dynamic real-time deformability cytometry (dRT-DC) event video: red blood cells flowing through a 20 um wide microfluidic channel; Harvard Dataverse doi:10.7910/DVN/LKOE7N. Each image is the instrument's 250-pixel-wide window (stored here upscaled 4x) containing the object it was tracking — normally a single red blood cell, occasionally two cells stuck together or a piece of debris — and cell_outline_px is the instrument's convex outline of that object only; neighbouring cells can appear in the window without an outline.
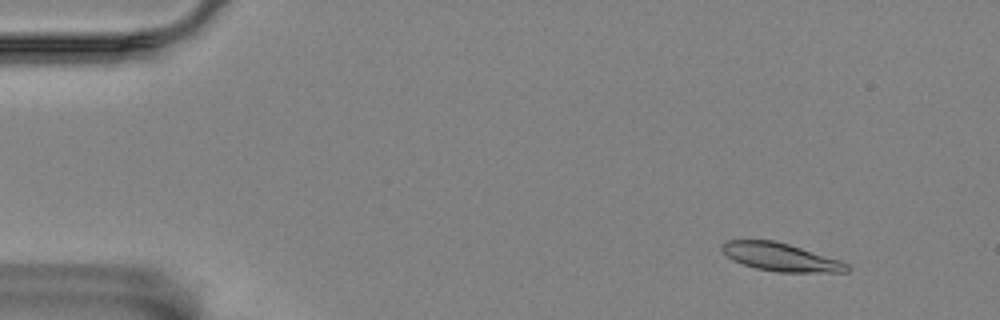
{"species": "Egyptian fruit bat (a non-hibernating species)", "species_latin": "Rousettus aegyptiacus", "temperature_condition": "room temperature", "stored_images_in_passage": 15, "camera_frame_rate_fps": 3000, "um_per_image_px": 0.085, "animal": {"sex": "female"}, "frame": {"image": 1, "passage_image": 2, "time_ms": 1.0, "image_size_px": [1000, 320], "cell_outline_px": [[852, 268], [848, 272], [776, 272], [756, 268], [732, 260], [720, 248], [720, 244], [728, 240], [776, 240], [840, 260], [848, 264]], "centroid_in_image_um": [66.37, 21.85], "position_along_channel_um": 18.6, "area_um2": 20.46}}
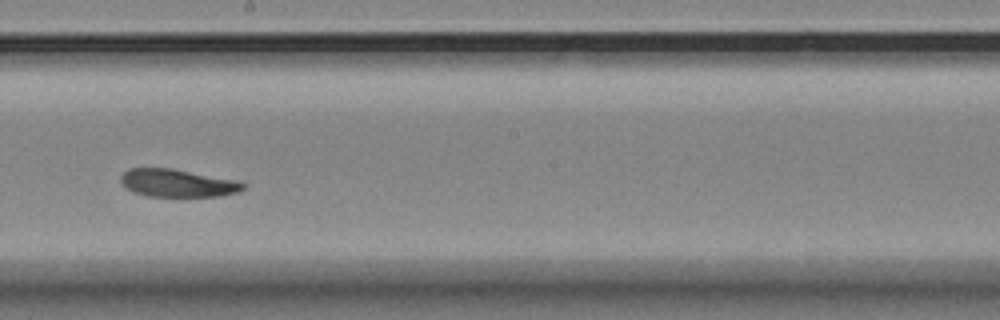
{"frame": {"image": 2, "passage_image": 9, "time_ms": 10.0, "image_size_px": [1000, 320], "cell_outline_px": [[248, 184], [240, 192], [220, 196], [148, 196], [132, 192], [124, 188], [120, 180], [120, 176], [128, 168], [172, 168], [240, 180]], "centroid_in_image_um": [15.12, 15.55], "position_along_channel_um": 233.1, "area_um2": 20.23}}
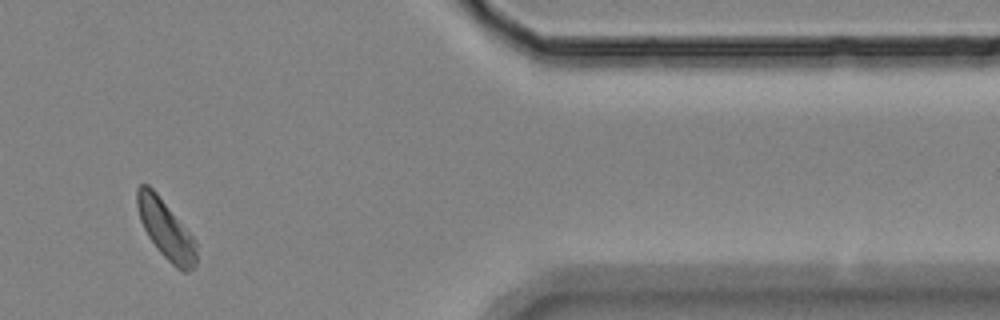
{"frame": {"image": 3, "passage_image": 14, "time_ms": 15.667, "image_size_px": [1000, 320], "cell_outline_px": [[196, 268], [188, 272], [184, 272], [176, 268], [156, 248], [148, 236], [140, 220], [136, 204], [136, 188], [140, 184], [148, 184], [156, 192], [196, 240]], "centroid_in_image_um": [14.09, 19.51], "position_along_channel_um": 397.3, "area_um2": 20.35}, "authors_computed_cell_mechanics": {"area_um2": 20.3456, "velocity_mm_per_s": 3.4352, "shape_relaxation_time_tau1_ms": 3.279, "shape_relaxation_time_tau2_ms": 3.7785, "deformation_change_tau1": 0.1097, "deformation_change_tau2": 0.0823}}